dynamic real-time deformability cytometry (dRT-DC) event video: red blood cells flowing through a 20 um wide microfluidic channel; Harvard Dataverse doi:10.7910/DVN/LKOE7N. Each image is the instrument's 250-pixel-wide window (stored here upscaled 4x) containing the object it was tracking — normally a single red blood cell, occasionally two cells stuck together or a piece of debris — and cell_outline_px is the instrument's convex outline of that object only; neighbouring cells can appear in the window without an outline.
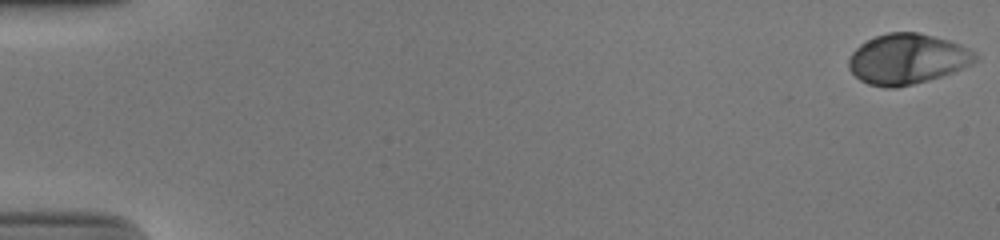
{"species": "human", "species_latin": "Homo sapiens", "temperature_condition": "cold", "stored_images_in_passage": 47, "camera_frame_rate_fps": 3000, "um_per_image_px": 0.085, "donor": {"sex": "male"}, "frame": {"image": 1, "passage_image": 1, "time_ms": 0.0, "image_size_px": [1000, 240], "cell_outline_px": [[980, 60], [972, 64], [952, 72], [928, 80], [896, 88], [884, 88], [868, 84], [860, 80], [848, 68], [848, 60], [852, 52], [860, 44], [876, 36], [888, 32], [920, 32], [948, 40], [960, 44], [976, 52]], "centroid_in_image_um": [77.13, 5.01], "position_along_channel_um": 7.9, "area_um2": 37.28}}
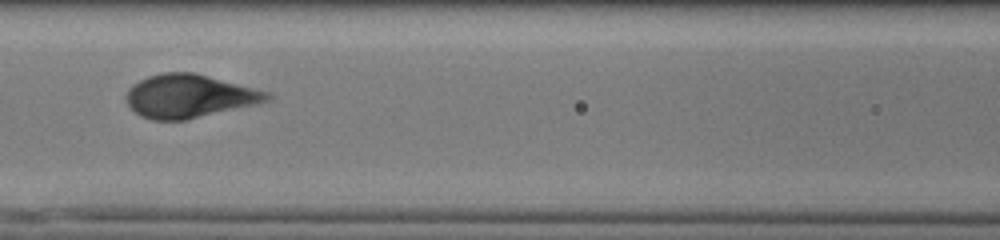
{"frame": {"image": 2, "passage_image": 26, "time_ms": 8.333, "image_size_px": [1000, 240], "cell_outline_px": [[272, 100], [260, 104], [188, 120], [152, 120], [140, 116], [124, 100], [124, 96], [128, 88], [132, 84], [148, 76], [160, 72], [192, 72], [268, 92], [272, 96]], "centroid_in_image_um": [16.07, 8.19], "position_along_channel_um": 150.5, "area_um2": 35.84}}
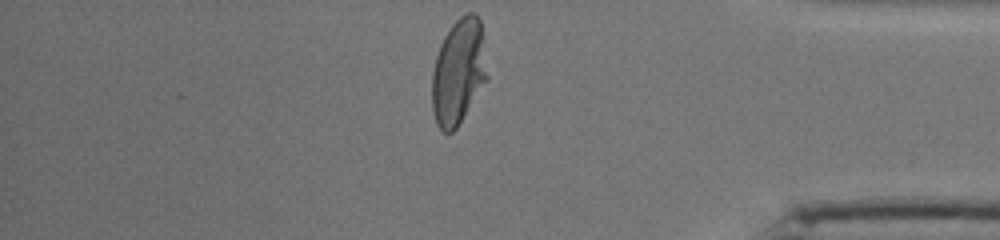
{"frame": {"image": 3, "passage_image": 47, "time_ms": 15.333, "image_size_px": [1000, 240], "cell_outline_px": [[488, 80], [456, 128], [452, 132], [444, 132], [436, 124], [432, 108], [432, 72], [436, 56], [440, 44], [444, 36], [452, 24], [460, 16], [468, 12], [472, 12], [480, 16], [488, 76]], "centroid_in_image_um": [38.98, 6.08], "position_along_channel_um": 396.2, "area_um2": 34.22}, "authors_computed_cell_mechanics": {"area_um2": 34.7378, "velocity_mm_per_s": 3.8334, "shape_relaxation_time_tau1_ms": 3.3395, "shape_relaxation_time_tau2_ms": null, "deformation_change_tau1": 0.2057, "deformation_change_tau2": null}}